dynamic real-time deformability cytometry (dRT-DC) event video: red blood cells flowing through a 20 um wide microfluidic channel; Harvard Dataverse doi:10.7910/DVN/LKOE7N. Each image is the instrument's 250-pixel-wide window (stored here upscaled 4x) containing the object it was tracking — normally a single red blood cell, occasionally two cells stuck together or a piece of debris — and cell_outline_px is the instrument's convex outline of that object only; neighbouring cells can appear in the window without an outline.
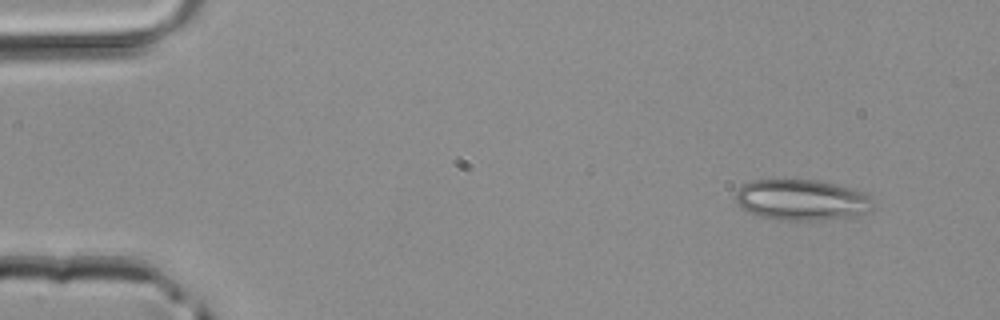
{"species": "common noctule bat (a hibernating species)", "species_latin": "Nyctalus noctula", "temperature_condition": "room temperature", "stored_images_in_passage": 4, "camera_frame_rate_fps": 3000, "um_per_image_px": 0.085, "animal": {"sex": "male", "body_mass_g": 20.4}, "frame": {"image": 1, "passage_image": 1, "time_ms": 0.0, "image_size_px": [1000, 320], "cell_outline_px": [[876, 208], [872, 212], [856, 216], [820, 220], [776, 220], [760, 216], [748, 212], [736, 204], [736, 192], [744, 184], [752, 180], [816, 180], [868, 192]], "centroid_in_image_um": [68.21, 17.01], "position_along_channel_um": 16.8, "area_um2": 33.18}}